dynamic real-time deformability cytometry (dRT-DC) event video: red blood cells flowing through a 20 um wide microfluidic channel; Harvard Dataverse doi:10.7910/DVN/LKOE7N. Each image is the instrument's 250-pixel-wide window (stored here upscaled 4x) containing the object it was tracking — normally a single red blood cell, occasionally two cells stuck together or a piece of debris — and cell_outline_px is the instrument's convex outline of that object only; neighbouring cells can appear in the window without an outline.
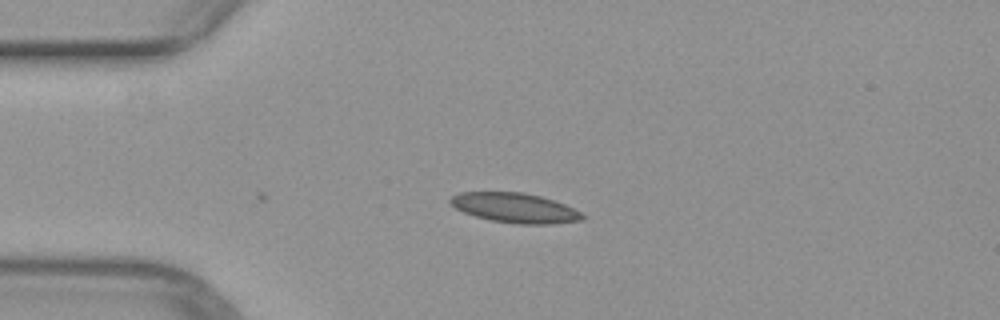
{"species": "common noctule bat (a hibernating species)", "species_latin": "Nyctalus noctula", "temperature_condition": "warm", "stored_images_in_passage": 6, "camera_frame_rate_fps": 3000, "um_per_image_px": 0.085, "animal": {"sex": "female", "body_mass_g": 29.2, "forearm_length_mm": 56.3}, "frame": {"image": 1, "passage_image": 6, "time_ms": 1.667, "image_size_px": [1000, 320], "cell_outline_px": [[584, 220], [548, 224], [516, 224], [492, 220], [476, 216], [464, 212], [456, 208], [448, 200], [452, 196], [460, 192], [524, 192], [540, 196], [564, 204], [580, 212], [584, 216]], "centroid_in_image_um": [43.76, 17.66], "position_along_channel_um": 41.2, "area_um2": 22.66}}